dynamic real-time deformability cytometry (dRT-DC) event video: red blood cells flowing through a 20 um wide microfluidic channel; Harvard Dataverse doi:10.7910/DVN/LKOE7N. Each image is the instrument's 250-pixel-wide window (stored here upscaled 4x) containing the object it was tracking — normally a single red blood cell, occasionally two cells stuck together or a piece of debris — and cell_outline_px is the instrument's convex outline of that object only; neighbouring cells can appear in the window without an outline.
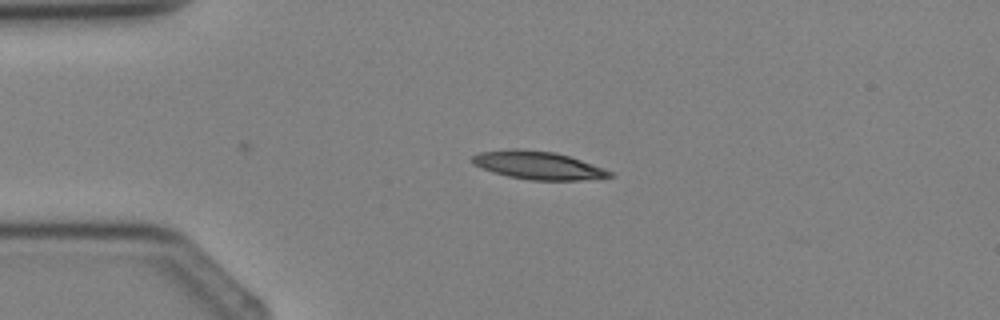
{"species": "Egyptian fruit bat (a non-hibernating species)", "species_latin": "Rousettus aegyptiacus", "temperature_condition": "cold", "stored_images_in_passage": 4, "camera_frame_rate_fps": 3000, "um_per_image_px": 0.085, "animal": {"sex": "female"}, "frame": {"image": 1, "passage_image": 4, "time_ms": 3.333, "image_size_px": [1000, 320], "cell_outline_px": [[612, 176], [580, 180], [528, 180], [508, 176], [492, 172], [472, 164], [472, 156], [480, 152], [508, 148], [520, 148], [556, 152], [604, 168], [612, 172]], "centroid_in_image_um": [45.67, 14.04], "position_along_channel_um": 39.3, "area_um2": 22.48}}